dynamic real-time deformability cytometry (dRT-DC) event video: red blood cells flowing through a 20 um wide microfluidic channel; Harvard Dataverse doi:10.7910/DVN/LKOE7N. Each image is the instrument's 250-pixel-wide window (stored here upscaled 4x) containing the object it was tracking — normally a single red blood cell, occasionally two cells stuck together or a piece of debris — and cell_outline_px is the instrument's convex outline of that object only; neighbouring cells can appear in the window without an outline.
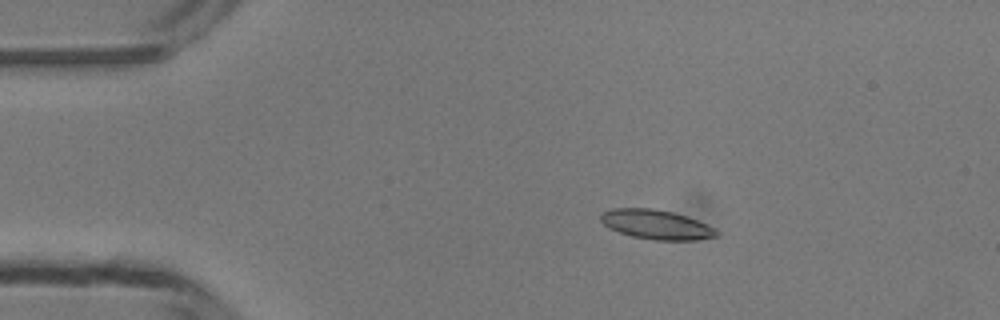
{"species": "common noctule bat (a hibernating species)", "species_latin": "Nyctalus noctula", "temperature_condition": "room temperature", "stored_images_in_passage": 43, "camera_frame_rate_fps": 3000, "um_per_image_px": 0.085, "animal": {"sex": "male", "body_mass_g": 13.3}, "frame": {"image": 1, "passage_image": 2, "time_ms": 0.333, "image_size_px": [1000, 320], "cell_outline_px": [[716, 236], [696, 240], [652, 240], [632, 236], [608, 228], [600, 220], [600, 216], [604, 212], [612, 208], [652, 208], [672, 212], [688, 216], [712, 228], [716, 232]], "centroid_in_image_um": [55.72, 19.08], "position_along_channel_um": 29.3, "area_um2": 19.59}}
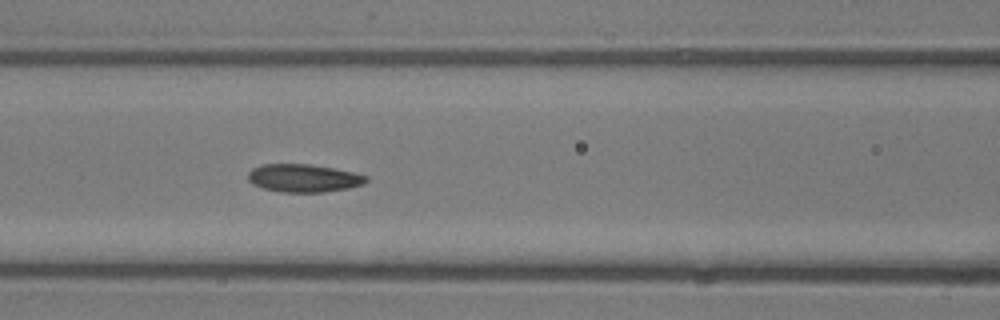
{"frame": {"image": 2, "passage_image": 14, "time_ms": 4.333, "image_size_px": [1000, 320], "cell_outline_px": [[368, 180], [364, 184], [348, 188], [324, 192], [280, 192], [264, 188], [252, 184], [248, 180], [248, 172], [252, 168], [260, 164], [308, 164], [332, 168], [352, 172], [368, 176]], "centroid_in_image_um": [25.78, 15.14], "position_along_channel_um": 140.8, "area_um2": 19.25}}
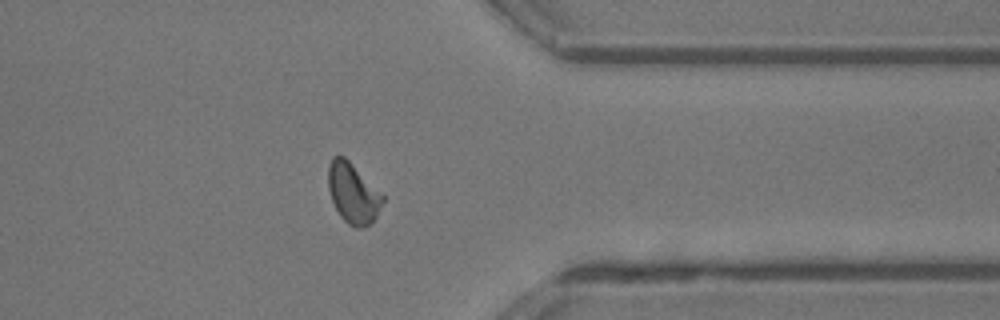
{"frame": {"image": 3, "passage_image": 32, "time_ms": 10.333, "image_size_px": [1000, 320], "cell_outline_px": [[384, 200], [372, 224], [364, 228], [356, 228], [348, 224], [340, 216], [332, 200], [328, 188], [328, 164], [332, 156], [344, 156], [384, 196]], "centroid_in_image_um": [29.99, 16.44], "position_along_channel_um": 381.4, "area_um2": 19.02}, "authors_computed_cell_mechanics": {"area_um2": 19.0162, "velocity_mm_per_s": 4.189, "shape_relaxation_time_tau1_ms": 2.1014, "shape_relaxation_time_tau2_ms": 2.1862, "deformation_change_tau1": 0.1084, "deformation_change_tau2": 0.0767}}